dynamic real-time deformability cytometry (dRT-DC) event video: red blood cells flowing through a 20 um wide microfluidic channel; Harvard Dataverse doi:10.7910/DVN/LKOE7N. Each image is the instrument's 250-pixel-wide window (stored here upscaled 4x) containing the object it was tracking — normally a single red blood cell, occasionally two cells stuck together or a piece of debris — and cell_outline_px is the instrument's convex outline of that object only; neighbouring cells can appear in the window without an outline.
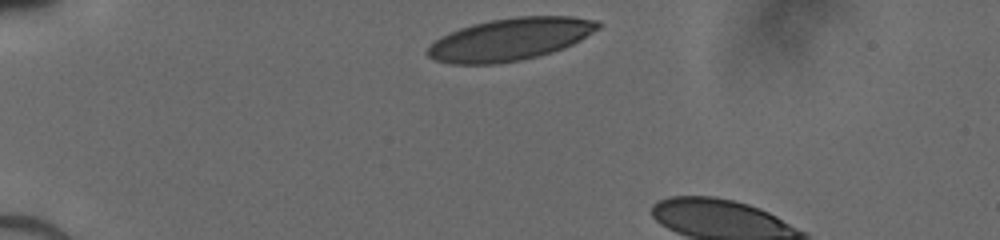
{"species": "human", "species_latin": "Homo sapiens", "temperature_condition": "cold", "stored_images_in_passage": 5, "camera_frame_rate_fps": 3000, "um_per_image_px": 0.085, "donor": {"sex": "male"}, "frame": {"image": 1, "passage_image": 1, "time_ms": 0.0, "image_size_px": [1000, 240], "cell_outline_px": [[600, 28], [580, 40], [572, 44], [552, 52], [520, 60], [496, 64], [452, 64], [436, 60], [428, 56], [424, 52], [440, 36], [460, 28], [472, 24], [492, 20], [516, 16], [572, 16], [596, 20], [600, 24]], "centroid_in_image_um": [43.35, 3.34], "position_along_channel_um": 41.6, "area_um2": 41.91}}